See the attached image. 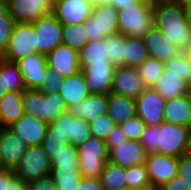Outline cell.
I'll return each instance as SVG.
<instances>
[{
  "label": "cell",
  "instance_id": "obj_1",
  "mask_svg": "<svg viewBox=\"0 0 191 190\" xmlns=\"http://www.w3.org/2000/svg\"><path fill=\"white\" fill-rule=\"evenodd\" d=\"M191 128L163 122L146 126L140 144L147 155L162 154L175 158L189 152Z\"/></svg>",
  "mask_w": 191,
  "mask_h": 190
},
{
  "label": "cell",
  "instance_id": "obj_2",
  "mask_svg": "<svg viewBox=\"0 0 191 190\" xmlns=\"http://www.w3.org/2000/svg\"><path fill=\"white\" fill-rule=\"evenodd\" d=\"M154 23L168 41L184 51L191 36V23L187 6L167 2L153 7Z\"/></svg>",
  "mask_w": 191,
  "mask_h": 190
},
{
  "label": "cell",
  "instance_id": "obj_3",
  "mask_svg": "<svg viewBox=\"0 0 191 190\" xmlns=\"http://www.w3.org/2000/svg\"><path fill=\"white\" fill-rule=\"evenodd\" d=\"M22 106L24 113L47 124L69 111L59 93L43 94L38 89H25L22 92Z\"/></svg>",
  "mask_w": 191,
  "mask_h": 190
},
{
  "label": "cell",
  "instance_id": "obj_4",
  "mask_svg": "<svg viewBox=\"0 0 191 190\" xmlns=\"http://www.w3.org/2000/svg\"><path fill=\"white\" fill-rule=\"evenodd\" d=\"M118 11V33L143 38L154 26V9L148 3L136 4Z\"/></svg>",
  "mask_w": 191,
  "mask_h": 190
},
{
  "label": "cell",
  "instance_id": "obj_5",
  "mask_svg": "<svg viewBox=\"0 0 191 190\" xmlns=\"http://www.w3.org/2000/svg\"><path fill=\"white\" fill-rule=\"evenodd\" d=\"M78 161L82 177L100 179L108 161L105 141L91 136L78 147Z\"/></svg>",
  "mask_w": 191,
  "mask_h": 190
},
{
  "label": "cell",
  "instance_id": "obj_6",
  "mask_svg": "<svg viewBox=\"0 0 191 190\" xmlns=\"http://www.w3.org/2000/svg\"><path fill=\"white\" fill-rule=\"evenodd\" d=\"M84 29L88 41L118 34L117 9L111 4L93 7L90 17L84 22Z\"/></svg>",
  "mask_w": 191,
  "mask_h": 190
},
{
  "label": "cell",
  "instance_id": "obj_7",
  "mask_svg": "<svg viewBox=\"0 0 191 190\" xmlns=\"http://www.w3.org/2000/svg\"><path fill=\"white\" fill-rule=\"evenodd\" d=\"M35 45L36 33L33 24L15 23L2 59L16 63L29 55L37 54Z\"/></svg>",
  "mask_w": 191,
  "mask_h": 190
},
{
  "label": "cell",
  "instance_id": "obj_8",
  "mask_svg": "<svg viewBox=\"0 0 191 190\" xmlns=\"http://www.w3.org/2000/svg\"><path fill=\"white\" fill-rule=\"evenodd\" d=\"M13 174L26 184L51 174V161L41 145L27 148Z\"/></svg>",
  "mask_w": 191,
  "mask_h": 190
},
{
  "label": "cell",
  "instance_id": "obj_9",
  "mask_svg": "<svg viewBox=\"0 0 191 190\" xmlns=\"http://www.w3.org/2000/svg\"><path fill=\"white\" fill-rule=\"evenodd\" d=\"M47 134L63 135L69 139L71 145L79 147L91 137V130L87 121L75 117L68 111L48 124Z\"/></svg>",
  "mask_w": 191,
  "mask_h": 190
},
{
  "label": "cell",
  "instance_id": "obj_10",
  "mask_svg": "<svg viewBox=\"0 0 191 190\" xmlns=\"http://www.w3.org/2000/svg\"><path fill=\"white\" fill-rule=\"evenodd\" d=\"M55 0H6V8L15 23L33 24L52 14Z\"/></svg>",
  "mask_w": 191,
  "mask_h": 190
},
{
  "label": "cell",
  "instance_id": "obj_11",
  "mask_svg": "<svg viewBox=\"0 0 191 190\" xmlns=\"http://www.w3.org/2000/svg\"><path fill=\"white\" fill-rule=\"evenodd\" d=\"M36 33L35 50L37 54L47 56L62 45V24L53 15H47L33 23Z\"/></svg>",
  "mask_w": 191,
  "mask_h": 190
},
{
  "label": "cell",
  "instance_id": "obj_12",
  "mask_svg": "<svg viewBox=\"0 0 191 190\" xmlns=\"http://www.w3.org/2000/svg\"><path fill=\"white\" fill-rule=\"evenodd\" d=\"M145 165L152 189L157 190L177 175L178 158L150 154L146 156Z\"/></svg>",
  "mask_w": 191,
  "mask_h": 190
},
{
  "label": "cell",
  "instance_id": "obj_13",
  "mask_svg": "<svg viewBox=\"0 0 191 190\" xmlns=\"http://www.w3.org/2000/svg\"><path fill=\"white\" fill-rule=\"evenodd\" d=\"M136 113L146 126L161 125L164 122L166 100L154 89L147 88L136 99Z\"/></svg>",
  "mask_w": 191,
  "mask_h": 190
},
{
  "label": "cell",
  "instance_id": "obj_14",
  "mask_svg": "<svg viewBox=\"0 0 191 190\" xmlns=\"http://www.w3.org/2000/svg\"><path fill=\"white\" fill-rule=\"evenodd\" d=\"M146 89L137 68L116 66L111 93L136 99Z\"/></svg>",
  "mask_w": 191,
  "mask_h": 190
},
{
  "label": "cell",
  "instance_id": "obj_15",
  "mask_svg": "<svg viewBox=\"0 0 191 190\" xmlns=\"http://www.w3.org/2000/svg\"><path fill=\"white\" fill-rule=\"evenodd\" d=\"M92 9L89 0H55L52 14L62 25L83 24Z\"/></svg>",
  "mask_w": 191,
  "mask_h": 190
},
{
  "label": "cell",
  "instance_id": "obj_16",
  "mask_svg": "<svg viewBox=\"0 0 191 190\" xmlns=\"http://www.w3.org/2000/svg\"><path fill=\"white\" fill-rule=\"evenodd\" d=\"M48 124L24 113L22 117L7 128L19 137L28 147L40 146L47 134Z\"/></svg>",
  "mask_w": 191,
  "mask_h": 190
},
{
  "label": "cell",
  "instance_id": "obj_17",
  "mask_svg": "<svg viewBox=\"0 0 191 190\" xmlns=\"http://www.w3.org/2000/svg\"><path fill=\"white\" fill-rule=\"evenodd\" d=\"M115 68L114 65H88L80 69L89 94H110Z\"/></svg>",
  "mask_w": 191,
  "mask_h": 190
},
{
  "label": "cell",
  "instance_id": "obj_18",
  "mask_svg": "<svg viewBox=\"0 0 191 190\" xmlns=\"http://www.w3.org/2000/svg\"><path fill=\"white\" fill-rule=\"evenodd\" d=\"M0 166L14 170L19 164L28 146L8 128L0 131Z\"/></svg>",
  "mask_w": 191,
  "mask_h": 190
},
{
  "label": "cell",
  "instance_id": "obj_19",
  "mask_svg": "<svg viewBox=\"0 0 191 190\" xmlns=\"http://www.w3.org/2000/svg\"><path fill=\"white\" fill-rule=\"evenodd\" d=\"M47 65L65 78L80 72L78 52L66 45H59L47 56Z\"/></svg>",
  "mask_w": 191,
  "mask_h": 190
},
{
  "label": "cell",
  "instance_id": "obj_20",
  "mask_svg": "<svg viewBox=\"0 0 191 190\" xmlns=\"http://www.w3.org/2000/svg\"><path fill=\"white\" fill-rule=\"evenodd\" d=\"M143 41L147 48L148 56L163 63L182 52L172 42L168 41L163 32L155 26L146 33Z\"/></svg>",
  "mask_w": 191,
  "mask_h": 190
},
{
  "label": "cell",
  "instance_id": "obj_21",
  "mask_svg": "<svg viewBox=\"0 0 191 190\" xmlns=\"http://www.w3.org/2000/svg\"><path fill=\"white\" fill-rule=\"evenodd\" d=\"M15 64L23 75L26 89H39L41 87L48 67L45 55H29Z\"/></svg>",
  "mask_w": 191,
  "mask_h": 190
},
{
  "label": "cell",
  "instance_id": "obj_22",
  "mask_svg": "<svg viewBox=\"0 0 191 190\" xmlns=\"http://www.w3.org/2000/svg\"><path fill=\"white\" fill-rule=\"evenodd\" d=\"M146 156L140 141H127L108 153V161L126 169L145 164Z\"/></svg>",
  "mask_w": 191,
  "mask_h": 190
},
{
  "label": "cell",
  "instance_id": "obj_23",
  "mask_svg": "<svg viewBox=\"0 0 191 190\" xmlns=\"http://www.w3.org/2000/svg\"><path fill=\"white\" fill-rule=\"evenodd\" d=\"M108 95L89 94L83 101L71 107L69 112L92 123L107 114Z\"/></svg>",
  "mask_w": 191,
  "mask_h": 190
},
{
  "label": "cell",
  "instance_id": "obj_24",
  "mask_svg": "<svg viewBox=\"0 0 191 190\" xmlns=\"http://www.w3.org/2000/svg\"><path fill=\"white\" fill-rule=\"evenodd\" d=\"M164 122L191 128V94L167 100L164 106Z\"/></svg>",
  "mask_w": 191,
  "mask_h": 190
},
{
  "label": "cell",
  "instance_id": "obj_25",
  "mask_svg": "<svg viewBox=\"0 0 191 190\" xmlns=\"http://www.w3.org/2000/svg\"><path fill=\"white\" fill-rule=\"evenodd\" d=\"M80 69L88 65H113L108 55V37L105 39L88 41L78 52Z\"/></svg>",
  "mask_w": 191,
  "mask_h": 190
},
{
  "label": "cell",
  "instance_id": "obj_26",
  "mask_svg": "<svg viewBox=\"0 0 191 190\" xmlns=\"http://www.w3.org/2000/svg\"><path fill=\"white\" fill-rule=\"evenodd\" d=\"M59 94L64 99L68 110L83 101L89 92L82 72L63 78Z\"/></svg>",
  "mask_w": 191,
  "mask_h": 190
},
{
  "label": "cell",
  "instance_id": "obj_27",
  "mask_svg": "<svg viewBox=\"0 0 191 190\" xmlns=\"http://www.w3.org/2000/svg\"><path fill=\"white\" fill-rule=\"evenodd\" d=\"M166 101L182 97L190 93L189 84L180 76L170 74L166 69L160 75L157 82L152 87Z\"/></svg>",
  "mask_w": 191,
  "mask_h": 190
},
{
  "label": "cell",
  "instance_id": "obj_28",
  "mask_svg": "<svg viewBox=\"0 0 191 190\" xmlns=\"http://www.w3.org/2000/svg\"><path fill=\"white\" fill-rule=\"evenodd\" d=\"M107 115L119 125L137 115L136 100L130 97L108 94Z\"/></svg>",
  "mask_w": 191,
  "mask_h": 190
},
{
  "label": "cell",
  "instance_id": "obj_29",
  "mask_svg": "<svg viewBox=\"0 0 191 190\" xmlns=\"http://www.w3.org/2000/svg\"><path fill=\"white\" fill-rule=\"evenodd\" d=\"M59 190H77L80 179L79 164H51V174Z\"/></svg>",
  "mask_w": 191,
  "mask_h": 190
},
{
  "label": "cell",
  "instance_id": "obj_30",
  "mask_svg": "<svg viewBox=\"0 0 191 190\" xmlns=\"http://www.w3.org/2000/svg\"><path fill=\"white\" fill-rule=\"evenodd\" d=\"M23 114L22 92L9 91L0 99V118L5 128L18 121Z\"/></svg>",
  "mask_w": 191,
  "mask_h": 190
},
{
  "label": "cell",
  "instance_id": "obj_31",
  "mask_svg": "<svg viewBox=\"0 0 191 190\" xmlns=\"http://www.w3.org/2000/svg\"><path fill=\"white\" fill-rule=\"evenodd\" d=\"M148 58L143 38L125 36V66L138 68Z\"/></svg>",
  "mask_w": 191,
  "mask_h": 190
},
{
  "label": "cell",
  "instance_id": "obj_32",
  "mask_svg": "<svg viewBox=\"0 0 191 190\" xmlns=\"http://www.w3.org/2000/svg\"><path fill=\"white\" fill-rule=\"evenodd\" d=\"M88 43L84 23L62 25V44L79 52Z\"/></svg>",
  "mask_w": 191,
  "mask_h": 190
},
{
  "label": "cell",
  "instance_id": "obj_33",
  "mask_svg": "<svg viewBox=\"0 0 191 190\" xmlns=\"http://www.w3.org/2000/svg\"><path fill=\"white\" fill-rule=\"evenodd\" d=\"M100 181L105 190H116L126 187L125 169L120 165L107 161L101 174Z\"/></svg>",
  "mask_w": 191,
  "mask_h": 190
},
{
  "label": "cell",
  "instance_id": "obj_34",
  "mask_svg": "<svg viewBox=\"0 0 191 190\" xmlns=\"http://www.w3.org/2000/svg\"><path fill=\"white\" fill-rule=\"evenodd\" d=\"M0 74H4V82L8 92H23L26 87L23 75L15 63L0 61Z\"/></svg>",
  "mask_w": 191,
  "mask_h": 190
},
{
  "label": "cell",
  "instance_id": "obj_35",
  "mask_svg": "<svg viewBox=\"0 0 191 190\" xmlns=\"http://www.w3.org/2000/svg\"><path fill=\"white\" fill-rule=\"evenodd\" d=\"M126 187L134 190H153L145 164L125 169Z\"/></svg>",
  "mask_w": 191,
  "mask_h": 190
},
{
  "label": "cell",
  "instance_id": "obj_36",
  "mask_svg": "<svg viewBox=\"0 0 191 190\" xmlns=\"http://www.w3.org/2000/svg\"><path fill=\"white\" fill-rule=\"evenodd\" d=\"M139 75L147 88H152L165 70L163 62L148 58L138 68Z\"/></svg>",
  "mask_w": 191,
  "mask_h": 190
},
{
  "label": "cell",
  "instance_id": "obj_37",
  "mask_svg": "<svg viewBox=\"0 0 191 190\" xmlns=\"http://www.w3.org/2000/svg\"><path fill=\"white\" fill-rule=\"evenodd\" d=\"M165 69L170 74H175L184 79L188 84L191 81V57L184 51L164 63Z\"/></svg>",
  "mask_w": 191,
  "mask_h": 190
},
{
  "label": "cell",
  "instance_id": "obj_38",
  "mask_svg": "<svg viewBox=\"0 0 191 190\" xmlns=\"http://www.w3.org/2000/svg\"><path fill=\"white\" fill-rule=\"evenodd\" d=\"M108 55L114 66H125V36H108Z\"/></svg>",
  "mask_w": 191,
  "mask_h": 190
},
{
  "label": "cell",
  "instance_id": "obj_39",
  "mask_svg": "<svg viewBox=\"0 0 191 190\" xmlns=\"http://www.w3.org/2000/svg\"><path fill=\"white\" fill-rule=\"evenodd\" d=\"M119 126L128 141H139L146 128V123L136 115L135 117L120 123Z\"/></svg>",
  "mask_w": 191,
  "mask_h": 190
},
{
  "label": "cell",
  "instance_id": "obj_40",
  "mask_svg": "<svg viewBox=\"0 0 191 190\" xmlns=\"http://www.w3.org/2000/svg\"><path fill=\"white\" fill-rule=\"evenodd\" d=\"M70 144L69 139L60 134H46L41 147L48 155L49 160L54 159L56 153L62 150L65 146Z\"/></svg>",
  "mask_w": 191,
  "mask_h": 190
},
{
  "label": "cell",
  "instance_id": "obj_41",
  "mask_svg": "<svg viewBox=\"0 0 191 190\" xmlns=\"http://www.w3.org/2000/svg\"><path fill=\"white\" fill-rule=\"evenodd\" d=\"M89 125L91 130V136L105 141L109 133L114 128L115 123L107 114H105L98 120L89 123Z\"/></svg>",
  "mask_w": 191,
  "mask_h": 190
},
{
  "label": "cell",
  "instance_id": "obj_42",
  "mask_svg": "<svg viewBox=\"0 0 191 190\" xmlns=\"http://www.w3.org/2000/svg\"><path fill=\"white\" fill-rule=\"evenodd\" d=\"M63 77L57 71L47 67L46 73L43 77L42 85L38 89L43 94L59 93L60 85Z\"/></svg>",
  "mask_w": 191,
  "mask_h": 190
},
{
  "label": "cell",
  "instance_id": "obj_43",
  "mask_svg": "<svg viewBox=\"0 0 191 190\" xmlns=\"http://www.w3.org/2000/svg\"><path fill=\"white\" fill-rule=\"evenodd\" d=\"M15 22L10 16L8 10L0 15V53L3 54L6 50L11 32Z\"/></svg>",
  "mask_w": 191,
  "mask_h": 190
},
{
  "label": "cell",
  "instance_id": "obj_44",
  "mask_svg": "<svg viewBox=\"0 0 191 190\" xmlns=\"http://www.w3.org/2000/svg\"><path fill=\"white\" fill-rule=\"evenodd\" d=\"M51 164H79L78 147L68 144L56 153L54 159L51 160Z\"/></svg>",
  "mask_w": 191,
  "mask_h": 190
},
{
  "label": "cell",
  "instance_id": "obj_45",
  "mask_svg": "<svg viewBox=\"0 0 191 190\" xmlns=\"http://www.w3.org/2000/svg\"><path fill=\"white\" fill-rule=\"evenodd\" d=\"M177 175L191 187V154L189 152L178 158Z\"/></svg>",
  "mask_w": 191,
  "mask_h": 190
},
{
  "label": "cell",
  "instance_id": "obj_46",
  "mask_svg": "<svg viewBox=\"0 0 191 190\" xmlns=\"http://www.w3.org/2000/svg\"><path fill=\"white\" fill-rule=\"evenodd\" d=\"M127 141L128 140L123 134L121 127L119 125H115L105 140L108 153L113 148H117V145H120L121 143H126Z\"/></svg>",
  "mask_w": 191,
  "mask_h": 190
},
{
  "label": "cell",
  "instance_id": "obj_47",
  "mask_svg": "<svg viewBox=\"0 0 191 190\" xmlns=\"http://www.w3.org/2000/svg\"><path fill=\"white\" fill-rule=\"evenodd\" d=\"M27 190H59L51 175L27 183Z\"/></svg>",
  "mask_w": 191,
  "mask_h": 190
},
{
  "label": "cell",
  "instance_id": "obj_48",
  "mask_svg": "<svg viewBox=\"0 0 191 190\" xmlns=\"http://www.w3.org/2000/svg\"><path fill=\"white\" fill-rule=\"evenodd\" d=\"M157 190H191V187L182 181L178 175H176Z\"/></svg>",
  "mask_w": 191,
  "mask_h": 190
},
{
  "label": "cell",
  "instance_id": "obj_49",
  "mask_svg": "<svg viewBox=\"0 0 191 190\" xmlns=\"http://www.w3.org/2000/svg\"><path fill=\"white\" fill-rule=\"evenodd\" d=\"M77 190H105V188L100 179L82 177Z\"/></svg>",
  "mask_w": 191,
  "mask_h": 190
},
{
  "label": "cell",
  "instance_id": "obj_50",
  "mask_svg": "<svg viewBox=\"0 0 191 190\" xmlns=\"http://www.w3.org/2000/svg\"><path fill=\"white\" fill-rule=\"evenodd\" d=\"M7 190H27V184L19 177L13 175L7 181Z\"/></svg>",
  "mask_w": 191,
  "mask_h": 190
},
{
  "label": "cell",
  "instance_id": "obj_51",
  "mask_svg": "<svg viewBox=\"0 0 191 190\" xmlns=\"http://www.w3.org/2000/svg\"><path fill=\"white\" fill-rule=\"evenodd\" d=\"M13 171L0 168V190H7V181L13 176Z\"/></svg>",
  "mask_w": 191,
  "mask_h": 190
},
{
  "label": "cell",
  "instance_id": "obj_52",
  "mask_svg": "<svg viewBox=\"0 0 191 190\" xmlns=\"http://www.w3.org/2000/svg\"><path fill=\"white\" fill-rule=\"evenodd\" d=\"M139 0H111V5H113L117 10L124 9V7L132 6L136 4Z\"/></svg>",
  "mask_w": 191,
  "mask_h": 190
},
{
  "label": "cell",
  "instance_id": "obj_53",
  "mask_svg": "<svg viewBox=\"0 0 191 190\" xmlns=\"http://www.w3.org/2000/svg\"><path fill=\"white\" fill-rule=\"evenodd\" d=\"M7 92L8 90L5 86L4 74H0V99H2L7 94Z\"/></svg>",
  "mask_w": 191,
  "mask_h": 190
},
{
  "label": "cell",
  "instance_id": "obj_54",
  "mask_svg": "<svg viewBox=\"0 0 191 190\" xmlns=\"http://www.w3.org/2000/svg\"><path fill=\"white\" fill-rule=\"evenodd\" d=\"M93 7L100 5H109L111 0H89Z\"/></svg>",
  "mask_w": 191,
  "mask_h": 190
},
{
  "label": "cell",
  "instance_id": "obj_55",
  "mask_svg": "<svg viewBox=\"0 0 191 190\" xmlns=\"http://www.w3.org/2000/svg\"><path fill=\"white\" fill-rule=\"evenodd\" d=\"M184 52L187 53L191 57V36L188 40L186 48L184 49Z\"/></svg>",
  "mask_w": 191,
  "mask_h": 190
},
{
  "label": "cell",
  "instance_id": "obj_56",
  "mask_svg": "<svg viewBox=\"0 0 191 190\" xmlns=\"http://www.w3.org/2000/svg\"><path fill=\"white\" fill-rule=\"evenodd\" d=\"M171 1L185 6L191 5V0H171Z\"/></svg>",
  "mask_w": 191,
  "mask_h": 190
},
{
  "label": "cell",
  "instance_id": "obj_57",
  "mask_svg": "<svg viewBox=\"0 0 191 190\" xmlns=\"http://www.w3.org/2000/svg\"><path fill=\"white\" fill-rule=\"evenodd\" d=\"M6 10V1H0V15L3 14Z\"/></svg>",
  "mask_w": 191,
  "mask_h": 190
},
{
  "label": "cell",
  "instance_id": "obj_58",
  "mask_svg": "<svg viewBox=\"0 0 191 190\" xmlns=\"http://www.w3.org/2000/svg\"><path fill=\"white\" fill-rule=\"evenodd\" d=\"M167 2H171V0H153V7Z\"/></svg>",
  "mask_w": 191,
  "mask_h": 190
},
{
  "label": "cell",
  "instance_id": "obj_59",
  "mask_svg": "<svg viewBox=\"0 0 191 190\" xmlns=\"http://www.w3.org/2000/svg\"><path fill=\"white\" fill-rule=\"evenodd\" d=\"M187 10H188V16H189V19H190V23H191V5L187 6Z\"/></svg>",
  "mask_w": 191,
  "mask_h": 190
},
{
  "label": "cell",
  "instance_id": "obj_60",
  "mask_svg": "<svg viewBox=\"0 0 191 190\" xmlns=\"http://www.w3.org/2000/svg\"><path fill=\"white\" fill-rule=\"evenodd\" d=\"M139 1H142V2L148 3L150 6H152V7H153V0H139Z\"/></svg>",
  "mask_w": 191,
  "mask_h": 190
},
{
  "label": "cell",
  "instance_id": "obj_61",
  "mask_svg": "<svg viewBox=\"0 0 191 190\" xmlns=\"http://www.w3.org/2000/svg\"><path fill=\"white\" fill-rule=\"evenodd\" d=\"M116 190H134V189H131V188H128V187H123V188H118Z\"/></svg>",
  "mask_w": 191,
  "mask_h": 190
},
{
  "label": "cell",
  "instance_id": "obj_62",
  "mask_svg": "<svg viewBox=\"0 0 191 190\" xmlns=\"http://www.w3.org/2000/svg\"><path fill=\"white\" fill-rule=\"evenodd\" d=\"M4 128L5 127H4V125H3L2 121H1V118H0V131L3 130Z\"/></svg>",
  "mask_w": 191,
  "mask_h": 190
},
{
  "label": "cell",
  "instance_id": "obj_63",
  "mask_svg": "<svg viewBox=\"0 0 191 190\" xmlns=\"http://www.w3.org/2000/svg\"><path fill=\"white\" fill-rule=\"evenodd\" d=\"M189 153L191 154V137H190V148H189Z\"/></svg>",
  "mask_w": 191,
  "mask_h": 190
},
{
  "label": "cell",
  "instance_id": "obj_64",
  "mask_svg": "<svg viewBox=\"0 0 191 190\" xmlns=\"http://www.w3.org/2000/svg\"><path fill=\"white\" fill-rule=\"evenodd\" d=\"M189 87H190V94H191V81L189 82Z\"/></svg>",
  "mask_w": 191,
  "mask_h": 190
}]
</instances>
